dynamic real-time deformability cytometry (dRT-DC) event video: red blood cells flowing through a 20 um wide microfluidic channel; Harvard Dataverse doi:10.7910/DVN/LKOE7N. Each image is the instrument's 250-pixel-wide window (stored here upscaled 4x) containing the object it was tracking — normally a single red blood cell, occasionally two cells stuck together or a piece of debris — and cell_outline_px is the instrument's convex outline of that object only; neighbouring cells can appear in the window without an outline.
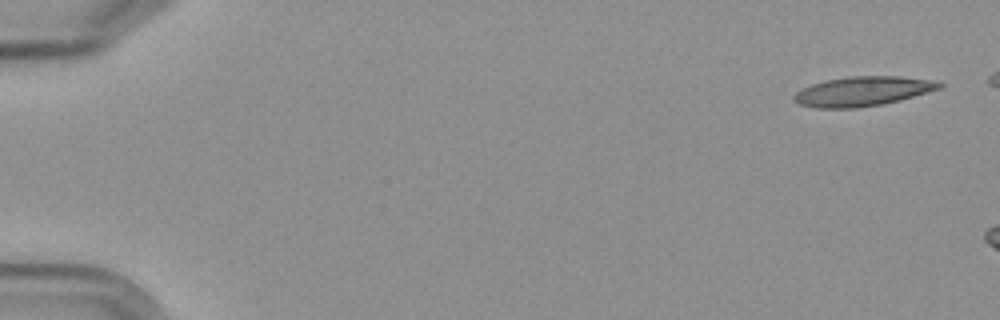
{"species": "Egyptian fruit bat (a non-hibernating species)", "species_latin": "Rousettus aegyptiacus", "temperature_condition": "cold", "stored_images_in_passage": 4, "camera_frame_rate_fps": 3000, "um_per_image_px": 0.085, "frame": {"image": 1, "passage_image": 1, "time_ms": 0.0, "image_size_px": [1000, 320], "cell_outline_px": [[944, 84], [940, 88], [900, 100], [884, 104], [856, 108], [816, 108], [800, 104], [792, 100], [792, 96], [796, 92], [812, 84], [824, 80], [848, 76], [900, 76], [928, 80]], "centroid_in_image_um": [73.27, 7.76], "position_along_channel_um": 11.7, "area_um2": 24.91}}